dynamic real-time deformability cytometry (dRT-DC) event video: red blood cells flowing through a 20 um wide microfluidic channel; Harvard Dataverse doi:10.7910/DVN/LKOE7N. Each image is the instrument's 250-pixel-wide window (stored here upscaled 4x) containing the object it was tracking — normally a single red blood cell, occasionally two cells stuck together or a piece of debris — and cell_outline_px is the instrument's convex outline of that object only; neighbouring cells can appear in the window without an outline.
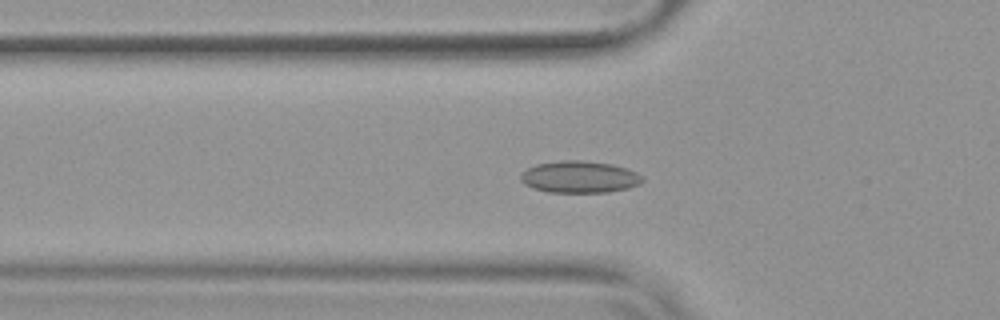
{"species": "common noctule bat (a hibernating species)", "species_latin": "Nyctalus noctula", "temperature_condition": "warm", "stored_images_in_passage": 53, "camera_frame_rate_fps": 3000, "um_per_image_px": 0.085, "animal": {"sex": "female", "body_mass_g": 19.9}, "frame": {"image": 1, "passage_image": 18, "time_ms": 5.667, "image_size_px": [1000, 320], "cell_outline_px": [[644, 180], [640, 184], [628, 188], [608, 192], [548, 192], [532, 188], [524, 184], [520, 180], [520, 172], [536, 164], [560, 160], [584, 160], [612, 164], [628, 168], [644, 176]], "centroid_in_image_um": [49.26, 15.03], "position_along_channel_um": 76.5, "area_um2": 22.95}}
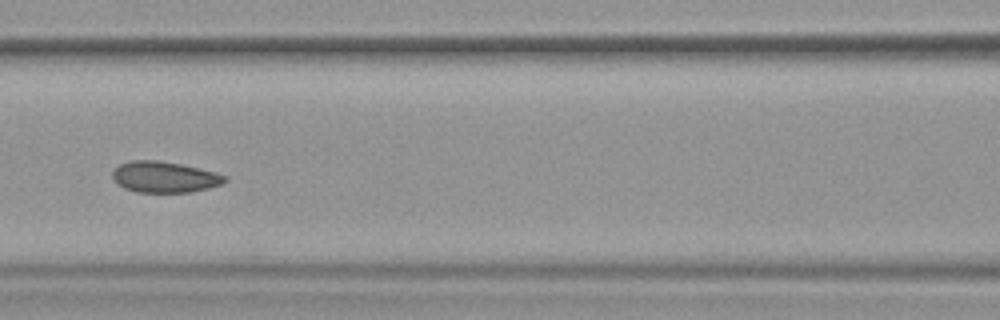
{"frame": {"image": 2, "passage_image": 24, "time_ms": 7.667, "image_size_px": [1000, 320], "cell_outline_px": [[228, 180], [220, 184], [208, 188], [192, 192], [136, 192], [124, 188], [116, 184], [112, 180], [112, 172], [120, 164], [132, 160], [160, 160], [180, 164], [216, 172], [228, 176]], "centroid_in_image_um": [13.96, 15.05], "position_along_channel_um": 152.6, "area_um2": 20.46}}
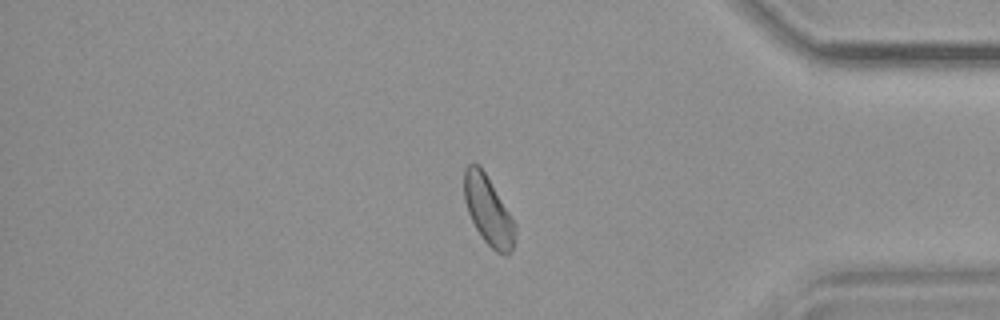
{"frame": {"image": 3, "passage_image": 45, "time_ms": 14.667, "image_size_px": [1000, 320], "cell_outline_px": [[516, 232], [512, 252], [504, 256], [496, 252], [484, 240], [476, 228], [468, 212], [464, 200], [464, 168], [468, 164], [480, 164], [512, 216], [516, 224]], "centroid_in_image_um": [41.52, 17.9], "position_along_channel_um": 393.7, "area_um2": 20.58}, "authors_computed_cell_mechanics": {"area_um2": 21.0392, "velocity_mm_per_s": 3.78, "shape_relaxation_time_tau1_ms": null, "shape_relaxation_time_tau2_ms": 1.2533, "deformation_change_tau1": null, "deformation_change_tau2": 0.0614}}